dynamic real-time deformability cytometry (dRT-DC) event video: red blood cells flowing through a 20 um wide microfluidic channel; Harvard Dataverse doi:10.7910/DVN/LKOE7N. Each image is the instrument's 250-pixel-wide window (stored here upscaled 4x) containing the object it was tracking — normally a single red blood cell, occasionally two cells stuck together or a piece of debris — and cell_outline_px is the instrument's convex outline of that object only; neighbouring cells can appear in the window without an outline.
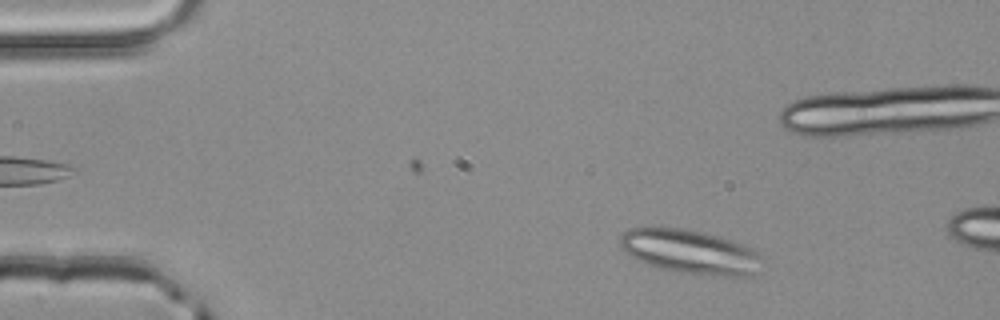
{"species": "common noctule bat (a hibernating species)", "species_latin": "Nyctalus noctula", "temperature_condition": "room temperature", "stored_images_in_passage": 10, "camera_frame_rate_fps": 3000, "um_per_image_px": 0.085, "animal": {"sex": "male", "body_mass_g": 20.4}, "frame": {"image": 1, "passage_image": 5, "time_ms": 1.333, "image_size_px": [1000, 320], "cell_outline_px": [[764, 272], [748, 276], [724, 276], [672, 272], [656, 268], [636, 260], [620, 248], [620, 236], [628, 228], [652, 224], [680, 228], [700, 232], [716, 236], [752, 248], [760, 252], [764, 260]], "centroid_in_image_um": [58.66, 21.4], "position_along_channel_um": 26.3, "area_um2": 37.8}}